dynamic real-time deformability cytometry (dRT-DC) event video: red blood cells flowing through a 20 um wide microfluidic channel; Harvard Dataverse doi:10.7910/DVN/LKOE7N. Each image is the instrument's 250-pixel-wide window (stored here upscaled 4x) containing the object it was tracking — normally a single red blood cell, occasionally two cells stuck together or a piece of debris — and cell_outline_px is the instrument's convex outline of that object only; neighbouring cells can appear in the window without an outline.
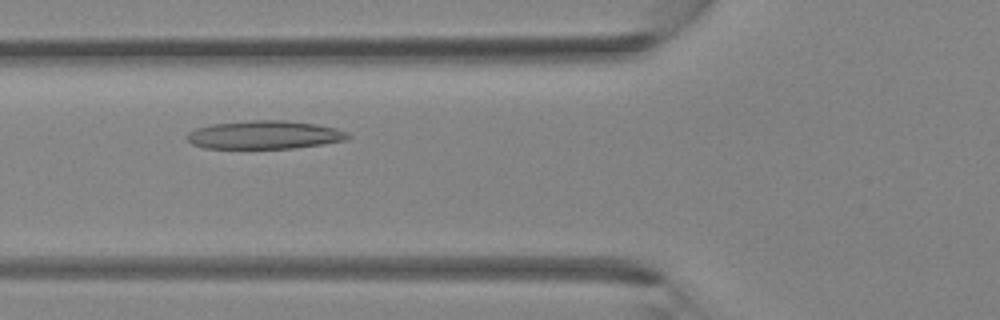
{"species": "Egyptian fruit bat (a non-hibernating species)", "species_latin": "Rousettus aegyptiacus", "temperature_condition": "room temperature", "stored_images_in_passage": 36, "camera_frame_rate_fps": 3000, "um_per_image_px": 0.085, "animal": {"sex": "female"}, "frame": {"image": 1, "passage_image": 11, "time_ms": 3.333, "image_size_px": [1000, 320], "cell_outline_px": [[352, 136], [348, 140], [324, 144], [296, 148], [204, 148], [192, 144], [184, 136], [188, 132], [196, 128], [212, 124], [248, 120], [284, 120], [316, 124], [336, 128], [348, 132]], "centroid_in_image_um": [22.51, 11.46], "position_along_channel_um": 103.3, "area_um2": 26.82}}
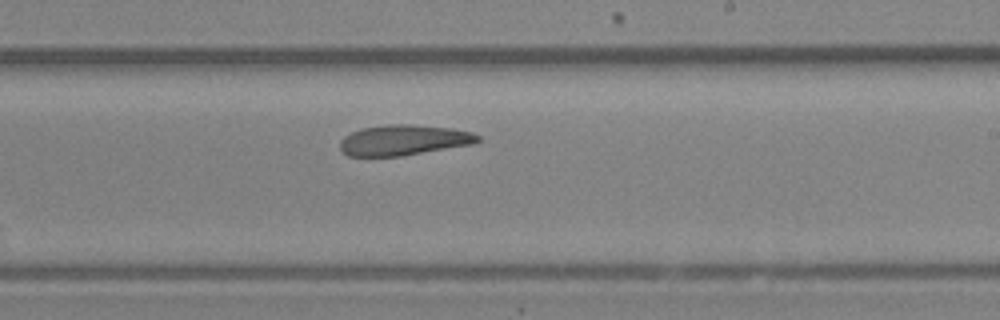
{"frame": {"image": 2, "passage_image": 20, "time_ms": 6.333, "image_size_px": [1000, 320], "cell_outline_px": [[480, 140], [472, 144], [400, 156], [348, 156], [340, 148], [340, 140], [344, 136], [360, 128], [388, 124], [412, 124], [452, 128], [472, 132], [480, 136]], "centroid_in_image_um": [34.3, 11.89], "position_along_channel_um": 254.7, "area_um2": 24.45}}
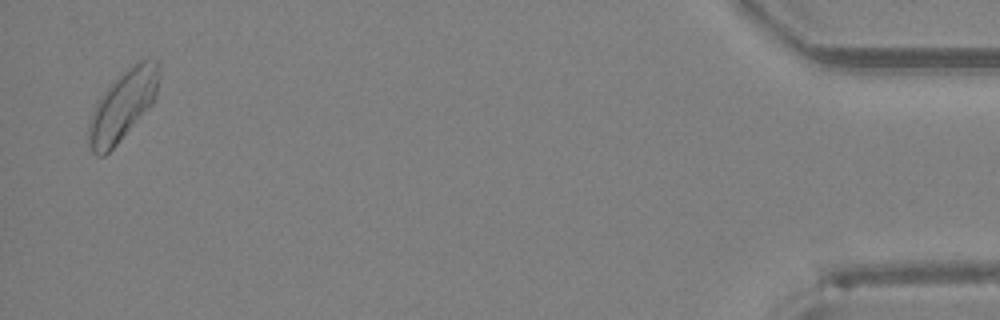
{"frame": {"image": 3, "passage_image": 35, "time_ms": 11.333, "image_size_px": [1000, 320], "cell_outline_px": [[160, 76], [156, 96], [152, 104], [120, 140], [104, 156], [96, 156], [92, 152], [88, 144], [88, 124], [96, 100], [132, 64], [148, 56], [160, 60]], "centroid_in_image_um": [10.46, 8.92], "position_along_channel_um": 424.7, "area_um2": 28.67}}